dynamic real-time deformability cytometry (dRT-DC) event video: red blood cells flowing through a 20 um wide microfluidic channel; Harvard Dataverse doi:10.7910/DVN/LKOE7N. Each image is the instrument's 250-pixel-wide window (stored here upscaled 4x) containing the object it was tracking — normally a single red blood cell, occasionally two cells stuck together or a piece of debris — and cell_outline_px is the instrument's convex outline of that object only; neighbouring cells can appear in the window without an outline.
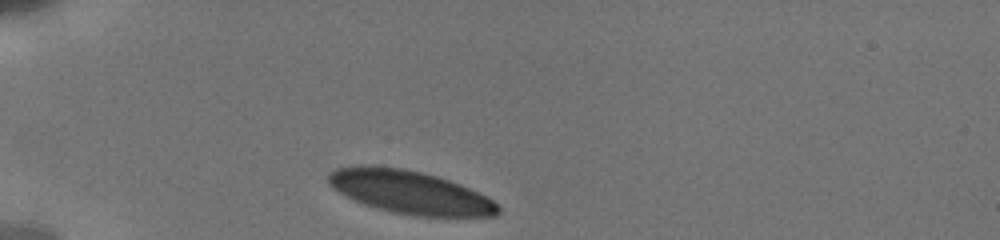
{"species": "human", "species_latin": "Homo sapiens", "temperature_condition": "cold", "stored_images_in_passage": 5, "camera_frame_rate_fps": 3000, "um_per_image_px": 0.085, "donor": {"sex": "male"}, "frame": {"image": 1, "passage_image": 1, "time_ms": 0.0, "image_size_px": [1000, 240], "cell_outline_px": [[500, 212], [496, 216], [416, 216], [376, 208], [364, 204], [332, 188], [328, 184], [328, 172], [336, 168], [360, 164], [372, 164], [404, 168], [424, 172], [460, 184], [500, 204]], "centroid_in_image_um": [34.81, 16.31], "position_along_channel_um": 50.2, "area_um2": 42.71}}
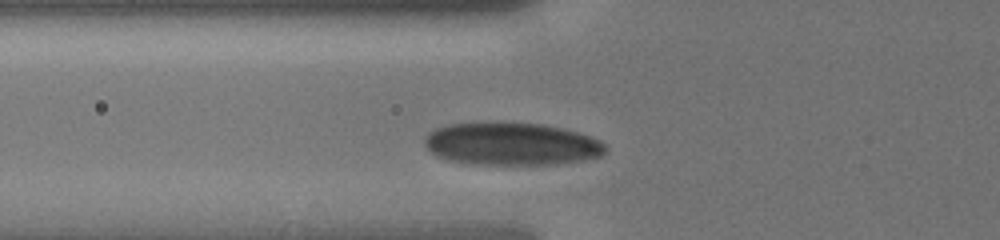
{"frame": {"image": 2, "passage_image": 4, "time_ms": 1.667, "image_size_px": [1000, 240], "cell_outline_px": [[604, 152], [600, 156], [584, 160], [556, 164], [468, 164], [448, 160], [436, 156], [424, 144], [424, 136], [428, 132], [436, 128], [448, 124], [496, 120], [504, 120], [544, 124], [564, 128], [592, 136], [600, 140], [604, 144]], "centroid_in_image_um": [43.44, 12.19], "position_along_channel_um": 82.4, "area_um2": 46.07}}